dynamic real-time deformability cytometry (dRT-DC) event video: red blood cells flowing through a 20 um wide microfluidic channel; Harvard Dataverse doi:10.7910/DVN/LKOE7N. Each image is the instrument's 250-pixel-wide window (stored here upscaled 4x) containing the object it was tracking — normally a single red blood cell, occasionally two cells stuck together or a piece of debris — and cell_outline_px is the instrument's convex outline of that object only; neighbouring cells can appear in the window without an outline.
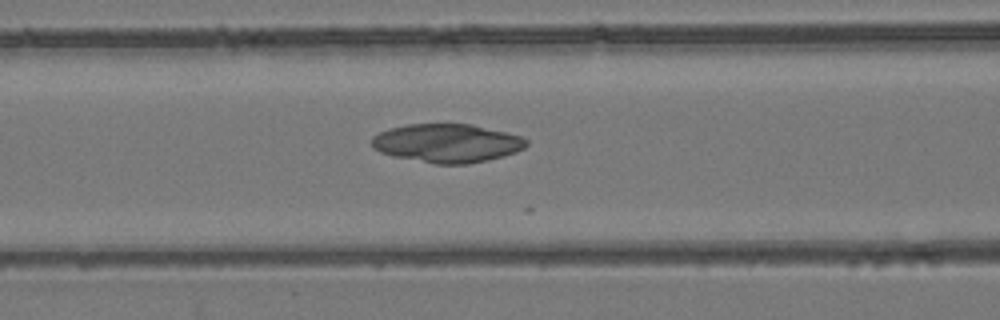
{"species": "common noctule bat (a hibernating species)", "species_latin": "Nyctalus noctula", "temperature_condition": "room temperature", "stored_images_in_passage": 29, "camera_frame_rate_fps": 3000, "um_per_image_px": 0.085, "animal": {"sex": "female", "body_mass_g": 24.6, "forearm_length_mm": 56.2}, "frame": {"image": 1, "passage_image": 23, "time_ms": 7.333, "image_size_px": [1000, 320], "cell_outline_px": [[528, 144], [524, 148], [516, 152], [504, 156], [488, 160], [468, 164], [436, 164], [392, 156], [380, 152], [372, 148], [372, 136], [388, 128], [408, 124], [472, 124], [508, 132], [520, 136], [528, 140]], "centroid_in_image_um": [38.0, 12.17], "position_along_channel_um": 128.6, "area_um2": 35.03}}
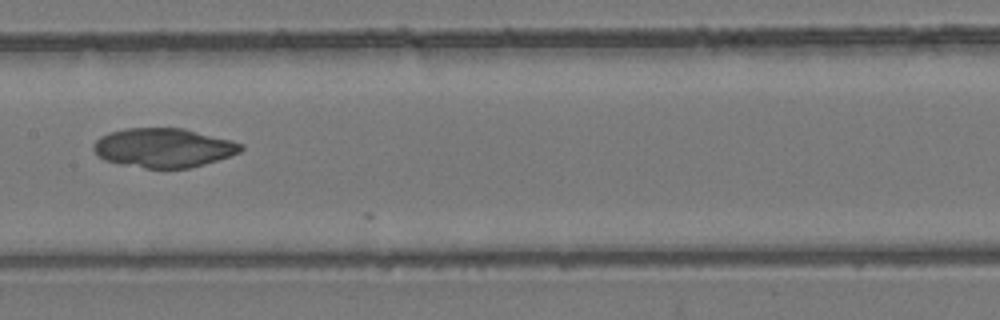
{"frame": {"image": 2, "passage_image": 28, "time_ms": 9.0, "image_size_px": [1000, 320], "cell_outline_px": [[244, 148], [240, 152], [204, 164], [188, 168], [144, 168], [120, 164], [104, 160], [92, 148], [92, 144], [100, 136], [108, 132], [124, 128], [184, 128], [232, 140], [244, 144]], "centroid_in_image_um": [13.89, 12.55], "position_along_channel_um": 193.5, "area_um2": 33.76}}